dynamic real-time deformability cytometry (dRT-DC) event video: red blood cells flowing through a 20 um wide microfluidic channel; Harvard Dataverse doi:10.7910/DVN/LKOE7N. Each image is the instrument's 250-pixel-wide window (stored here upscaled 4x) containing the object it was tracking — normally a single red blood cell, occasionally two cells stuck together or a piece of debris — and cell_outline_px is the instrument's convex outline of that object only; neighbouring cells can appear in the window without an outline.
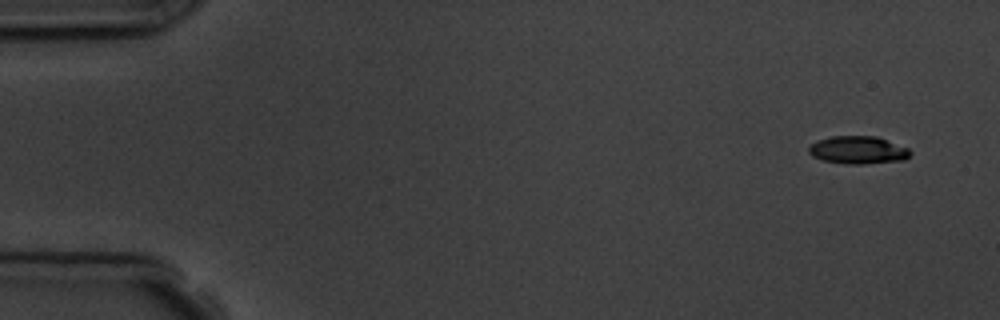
{"species": "common noctule bat (a hibernating species)", "species_latin": "Nyctalus noctula", "temperature_condition": "room temperature", "stored_images_in_passage": 4, "camera_frame_rate_fps": 3000, "um_per_image_px": 0.085, "animal": {"sex": "male", "body_mass_g": 19.5, "forearm_length_mm": 54.6}, "frame": {"image": 1, "passage_image": 1, "time_ms": 0.0, "image_size_px": [1000, 320], "cell_outline_px": [[912, 152], [904, 160], [864, 164], [848, 164], [824, 160], [812, 156], [808, 152], [808, 148], [816, 140], [832, 136], [876, 136], [908, 148]], "centroid_in_image_um": [72.92, 12.75], "position_along_channel_um": 12.1, "area_um2": 16.36}}
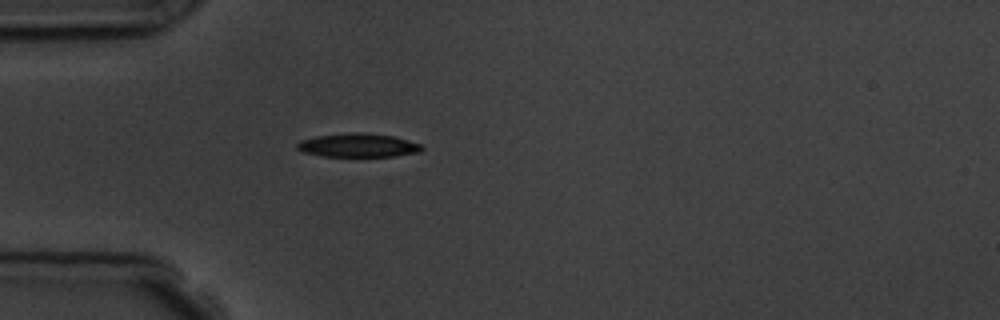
{"frame": {"image": 2, "passage_image": 4, "time_ms": 4.333, "image_size_px": [1000, 320], "cell_outline_px": [[424, 148], [420, 152], [396, 156], [324, 156], [304, 152], [296, 148], [296, 144], [300, 140], [316, 136], [352, 132], [360, 132], [392, 136], [408, 140], [420, 144]], "centroid_in_image_um": [30.44, 12.35], "position_along_channel_um": 54.6, "area_um2": 17.11}}